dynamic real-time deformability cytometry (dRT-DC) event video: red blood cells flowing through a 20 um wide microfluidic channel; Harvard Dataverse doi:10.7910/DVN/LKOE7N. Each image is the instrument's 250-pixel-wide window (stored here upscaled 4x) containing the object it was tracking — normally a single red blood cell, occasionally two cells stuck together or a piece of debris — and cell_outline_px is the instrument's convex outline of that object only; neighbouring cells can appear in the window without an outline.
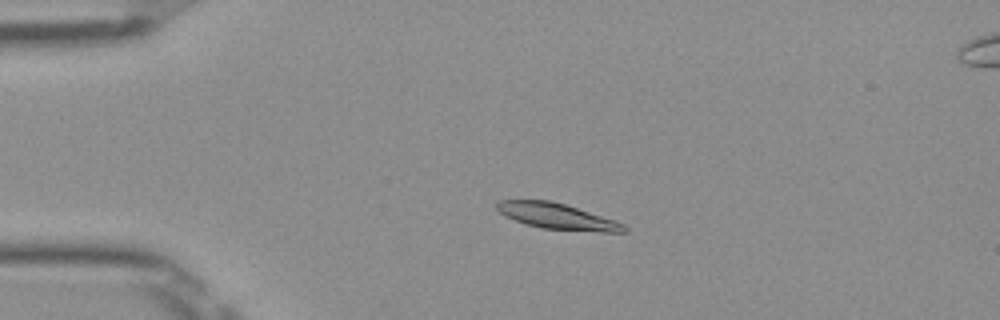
{"species": "Egyptian fruit bat (a non-hibernating species)", "species_latin": "Rousettus aegyptiacus", "temperature_condition": "room temperature", "stored_images_in_passage": 52, "camera_frame_rate_fps": 3000, "um_per_image_px": 0.085, "frame": {"image": 1, "passage_image": 12, "time_ms": 3.667, "image_size_px": [1000, 320], "cell_outline_px": [[628, 232], [600, 232], [540, 228], [504, 216], [496, 208], [496, 204], [500, 200], [552, 200], [616, 220], [624, 224], [628, 228]], "centroid_in_image_um": [47.41, 18.39], "position_along_channel_um": 37.6, "area_um2": 19.19}}
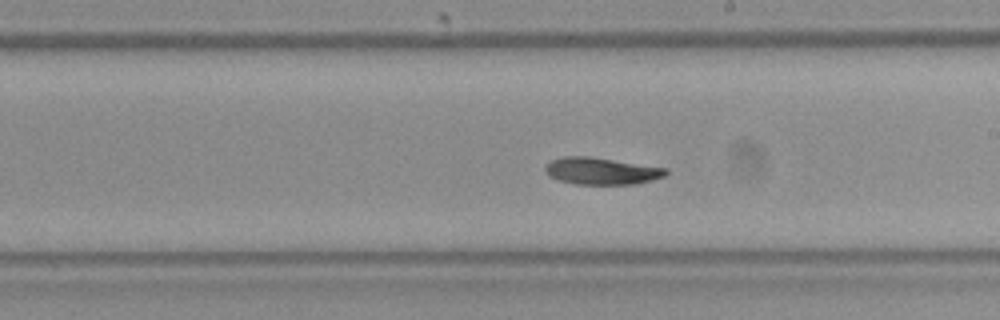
{"frame": {"image": 2, "passage_image": 30, "time_ms": 9.667, "image_size_px": [1000, 320], "cell_outline_px": [[668, 172], [664, 176], [652, 180], [636, 184], [576, 184], [560, 180], [548, 176], [544, 172], [544, 168], [552, 160], [564, 156], [588, 156], [668, 168]], "centroid_in_image_um": [51.12, 14.54], "position_along_channel_um": 237.9, "area_um2": 18.9}}
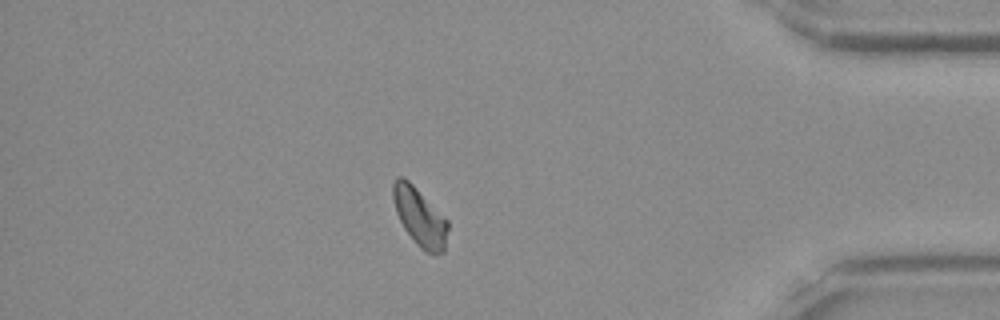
{"frame": {"image": 3, "passage_image": 45, "time_ms": 14.667, "image_size_px": [1000, 320], "cell_outline_px": [[448, 228], [444, 252], [424, 252], [416, 244], [404, 228], [396, 212], [392, 196], [392, 184], [396, 176], [404, 176], [448, 220]], "centroid_in_image_um": [35.65, 18.42], "position_along_channel_um": 399.5, "area_um2": 18.44}}